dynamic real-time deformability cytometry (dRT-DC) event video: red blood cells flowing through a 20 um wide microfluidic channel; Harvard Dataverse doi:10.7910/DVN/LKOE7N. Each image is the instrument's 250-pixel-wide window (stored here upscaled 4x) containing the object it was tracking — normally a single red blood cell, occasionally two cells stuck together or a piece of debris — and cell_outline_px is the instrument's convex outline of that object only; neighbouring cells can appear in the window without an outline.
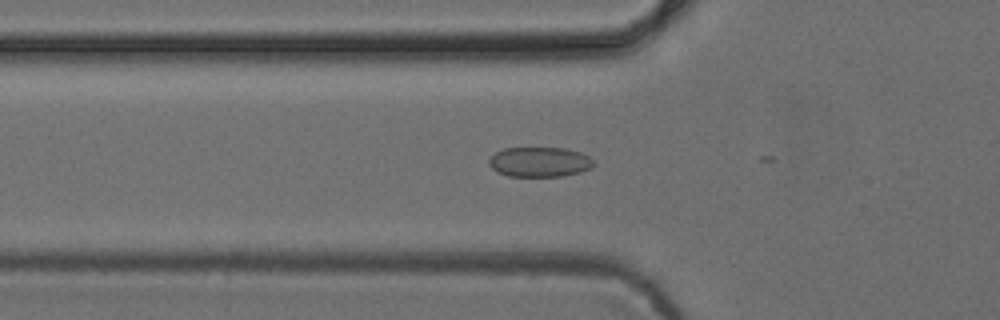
{"species": "common noctule bat (a hibernating species)", "species_latin": "Nyctalus noctula", "temperature_condition": "cold", "stored_images_in_passage": 4, "camera_frame_rate_fps": 3000, "um_per_image_px": 0.085, "animal": {"sex": "female", "body_mass_g": 24.6, "forearm_length_mm": 56.2}, "frame": {"image": 1, "passage_image": 2, "time_ms": 0.333, "image_size_px": [1000, 320], "cell_outline_px": [[596, 164], [592, 168], [580, 172], [564, 176], [508, 176], [496, 172], [488, 164], [488, 160], [496, 152], [504, 148], [564, 148], [580, 152], [588, 156]], "centroid_in_image_um": [45.87, 13.77], "position_along_channel_um": 79.9, "area_um2": 18.32}}